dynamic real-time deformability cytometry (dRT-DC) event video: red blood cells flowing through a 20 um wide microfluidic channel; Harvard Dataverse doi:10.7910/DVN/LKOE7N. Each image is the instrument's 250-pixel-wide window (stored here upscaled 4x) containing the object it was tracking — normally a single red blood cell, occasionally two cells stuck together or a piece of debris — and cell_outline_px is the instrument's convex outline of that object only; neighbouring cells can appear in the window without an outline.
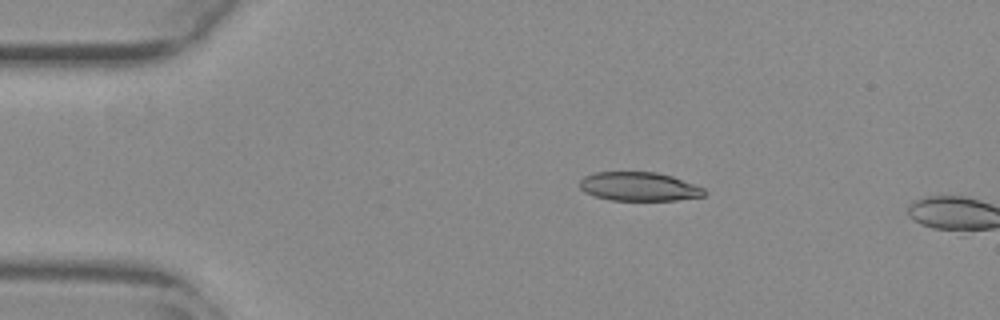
{"species": "common noctule bat (a hibernating species)", "species_latin": "Nyctalus noctula", "temperature_condition": "warm", "stored_images_in_passage": 4, "camera_frame_rate_fps": 3000, "um_per_image_px": 0.085, "animal": {"sex": "female", "body_mass_g": 29.2, "forearm_length_mm": 56.3}, "frame": {"image": 1, "passage_image": 2, "time_ms": 0.333, "image_size_px": [1000, 320], "cell_outline_px": [[708, 192], [704, 196], [676, 200], [608, 200], [584, 192], [580, 188], [580, 180], [584, 176], [592, 172], [656, 172], [672, 176], [704, 188]], "centroid_in_image_um": [54.31, 15.85], "position_along_channel_um": 30.7, "area_um2": 20.98}}